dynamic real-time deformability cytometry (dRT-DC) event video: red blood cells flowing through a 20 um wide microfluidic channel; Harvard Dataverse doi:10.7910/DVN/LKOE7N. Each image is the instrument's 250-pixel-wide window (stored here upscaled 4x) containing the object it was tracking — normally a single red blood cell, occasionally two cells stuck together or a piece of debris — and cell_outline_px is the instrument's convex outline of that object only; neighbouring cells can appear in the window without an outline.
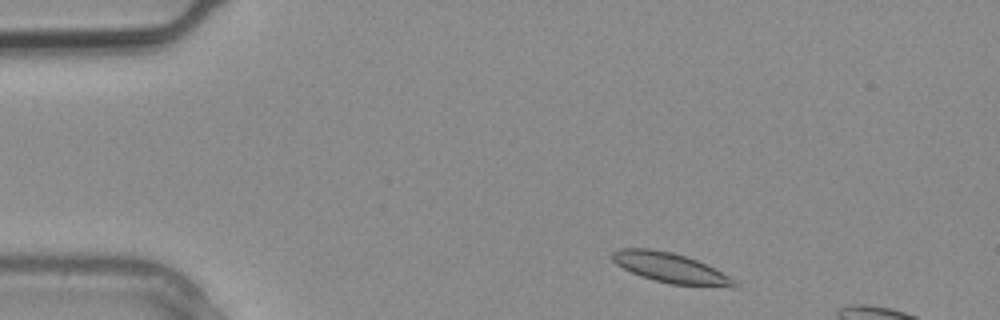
{"species": "common noctule bat (a hibernating species)", "species_latin": "Nyctalus noctula", "temperature_condition": "warm", "stored_images_in_passage": 2, "camera_frame_rate_fps": 3000, "um_per_image_px": 0.085, "animal": {"sex": "male", "body_mass_g": 20.4}, "frame": {"image": 1, "passage_image": 2, "time_ms": 0.333, "image_size_px": [1000, 320], "cell_outline_px": [[740, 288], [728, 288], [672, 284], [640, 276], [616, 264], [612, 260], [612, 252], [620, 248], [648, 248], [672, 252], [696, 260], [728, 276], [740, 284]], "centroid_in_image_um": [57.02, 22.79], "position_along_channel_um": 28.0, "area_um2": 21.21}}